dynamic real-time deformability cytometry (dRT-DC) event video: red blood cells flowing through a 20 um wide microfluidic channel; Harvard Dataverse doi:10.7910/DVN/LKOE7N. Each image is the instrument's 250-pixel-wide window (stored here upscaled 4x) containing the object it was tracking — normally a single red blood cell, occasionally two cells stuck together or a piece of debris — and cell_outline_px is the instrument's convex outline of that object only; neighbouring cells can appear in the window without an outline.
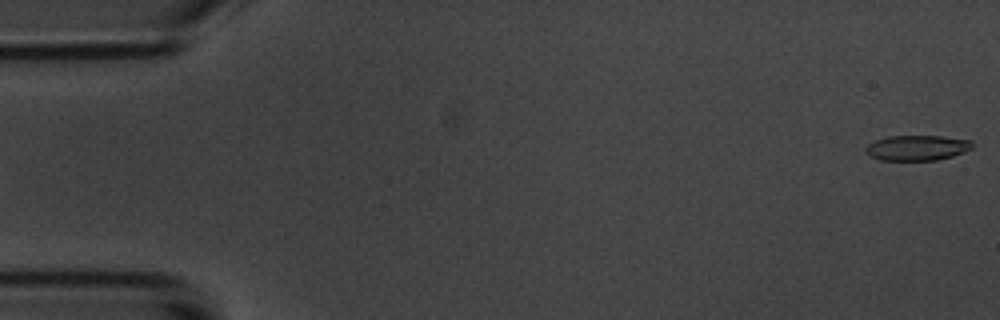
{"species": "common noctule bat (a hibernating species)", "species_latin": "Nyctalus noctula", "temperature_condition": "room temperature", "stored_images_in_passage": 6, "camera_frame_rate_fps": 3000, "um_per_image_px": 0.085, "animal": {"sex": "male", "body_mass_g": 20.1, "forearm_length_mm": 53.5}, "frame": {"image": 1, "passage_image": 1, "time_ms": 0.0, "image_size_px": [1000, 320], "cell_outline_px": [[972, 148], [964, 152], [952, 156], [936, 160], [880, 160], [872, 156], [864, 148], [868, 144], [876, 140], [888, 136], [944, 136], [972, 140]], "centroid_in_image_um": [77.98, 12.55], "position_along_channel_um": 7.0, "area_um2": 15.61}}
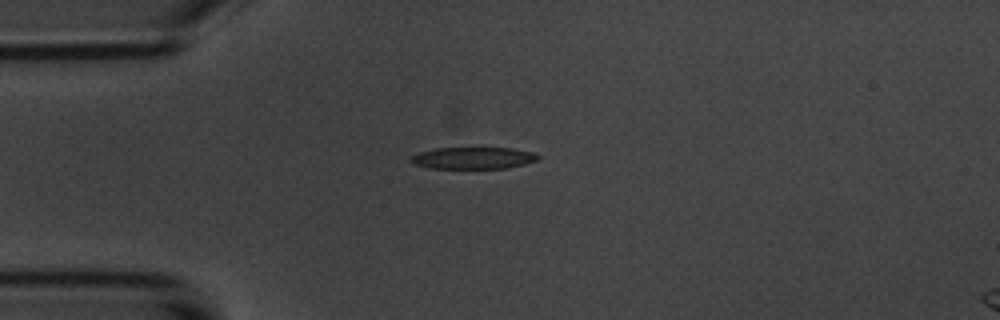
{"frame": {"image": 2, "passage_image": 5, "time_ms": 4.333, "image_size_px": [1000, 320], "cell_outline_px": [[540, 156], [536, 160], [524, 164], [504, 168], [428, 168], [412, 164], [408, 160], [412, 156], [420, 152], [436, 148], [512, 148], [532, 152]], "centroid_in_image_um": [40.17, 13.43], "position_along_channel_um": 44.8, "area_um2": 16.07}}